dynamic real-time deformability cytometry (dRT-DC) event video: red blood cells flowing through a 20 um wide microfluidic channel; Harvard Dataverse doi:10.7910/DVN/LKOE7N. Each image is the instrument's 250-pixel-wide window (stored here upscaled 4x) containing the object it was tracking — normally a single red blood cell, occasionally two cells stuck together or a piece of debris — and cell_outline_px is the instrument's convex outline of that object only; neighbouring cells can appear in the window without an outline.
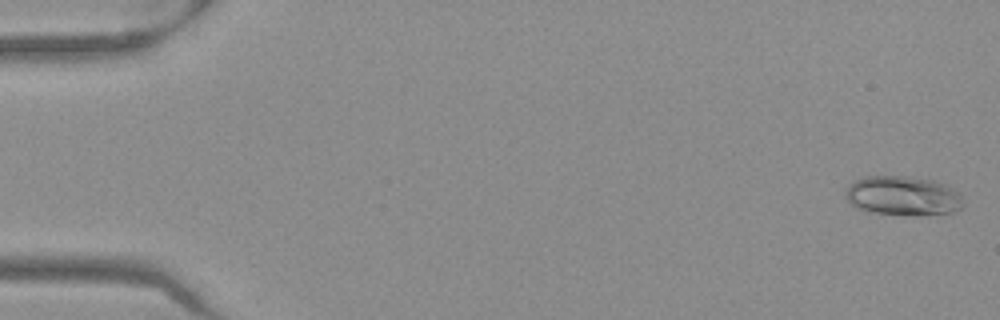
{"species": "Egyptian fruit bat (a non-hibernating species)", "species_latin": "Rousettus aegyptiacus", "temperature_condition": "warm", "stored_images_in_passage": 52, "camera_frame_rate_fps": 3000, "um_per_image_px": 0.085, "frame": {"image": 1, "passage_image": 2, "time_ms": 0.333, "image_size_px": [1000, 320], "cell_outline_px": [[964, 204], [956, 212], [920, 216], [912, 216], [868, 212], [856, 208], [844, 196], [844, 188], [852, 180], [864, 176], [908, 176], [932, 180], [944, 184], [960, 192]], "centroid_in_image_um": [76.72, 16.65], "position_along_channel_um": 8.3, "area_um2": 27.8}}
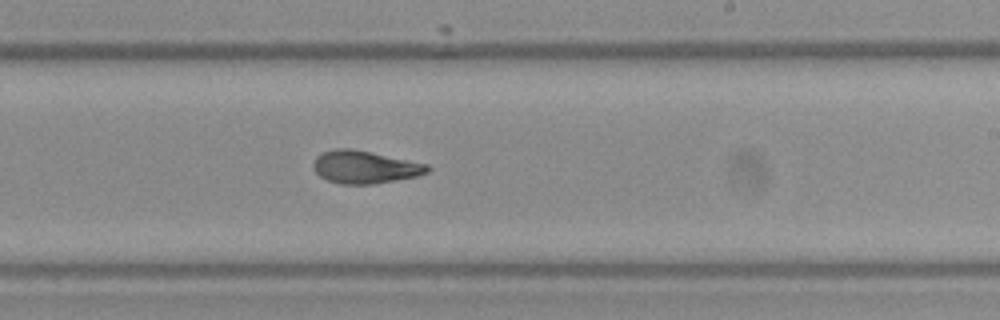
{"frame": {"image": 2, "passage_image": 32, "time_ms": 10.333, "image_size_px": [1000, 320], "cell_outline_px": [[432, 168], [428, 172], [416, 176], [396, 180], [372, 184], [340, 184], [328, 180], [320, 176], [312, 168], [312, 164], [316, 156], [324, 152], [336, 148], [352, 148], [428, 164]], "centroid_in_image_um": [31.0, 14.2], "position_along_channel_um": 258.0, "area_um2": 21.73}}
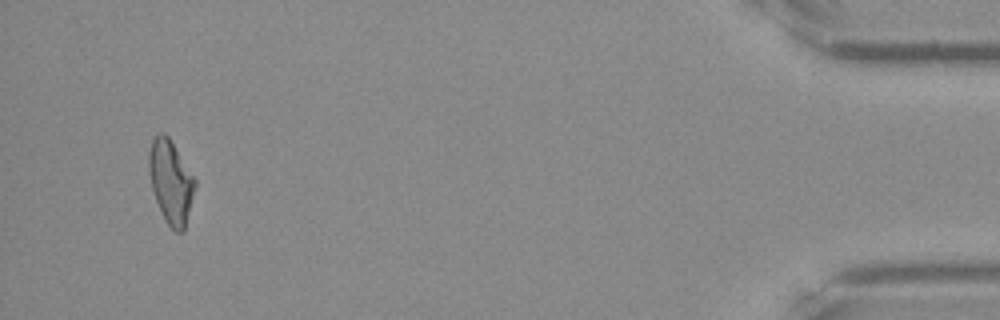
{"frame": {"image": 3, "passage_image": 50, "time_ms": 16.333, "image_size_px": [1000, 320], "cell_outline_px": [[196, 184], [184, 232], [176, 232], [168, 224], [156, 200], [152, 188], [148, 168], [148, 152], [152, 140], [160, 132], [164, 132], [168, 136], [196, 180]], "centroid_in_image_um": [14.51, 15.44], "position_along_channel_um": 420.7, "area_um2": 22.02}, "authors_computed_cell_mechanics": {"area_um2": 21.9929, "velocity_mm_per_s": 3.9875, "shape_relaxation_time_tau1_ms": null, "shape_relaxation_time_tau2_ms": 2.51, "deformation_change_tau1": null, "deformation_change_tau2": 0.0882}}